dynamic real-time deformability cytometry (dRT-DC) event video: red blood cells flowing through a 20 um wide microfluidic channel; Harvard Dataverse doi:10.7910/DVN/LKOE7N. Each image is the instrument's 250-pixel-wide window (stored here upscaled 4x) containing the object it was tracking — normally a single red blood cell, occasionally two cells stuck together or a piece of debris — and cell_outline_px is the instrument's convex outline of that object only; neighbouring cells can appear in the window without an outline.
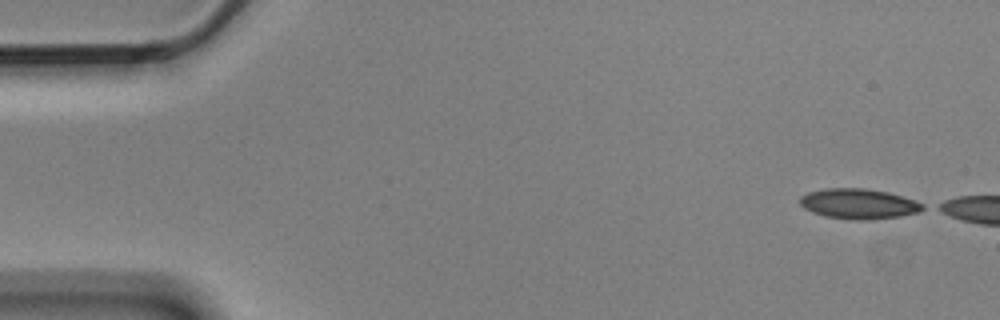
{"species": "Egyptian fruit bat (a non-hibernating species)", "species_latin": "Rousettus aegyptiacus", "temperature_condition": "cold", "stored_images_in_passage": 9, "camera_frame_rate_fps": 3000, "um_per_image_px": 0.085, "animal": {"sex": "male"}, "frame": {"image": 1, "passage_image": 1, "time_ms": 0.0, "image_size_px": [1000, 320], "cell_outline_px": [[924, 208], [916, 212], [900, 216], [872, 220], [856, 220], [824, 216], [812, 212], [804, 208], [800, 204], [800, 196], [808, 192], [824, 188], [864, 188], [888, 192], [916, 200], [924, 204]], "centroid_in_image_um": [72.97, 17.32], "position_along_channel_um": 12.0, "area_um2": 21.68}}
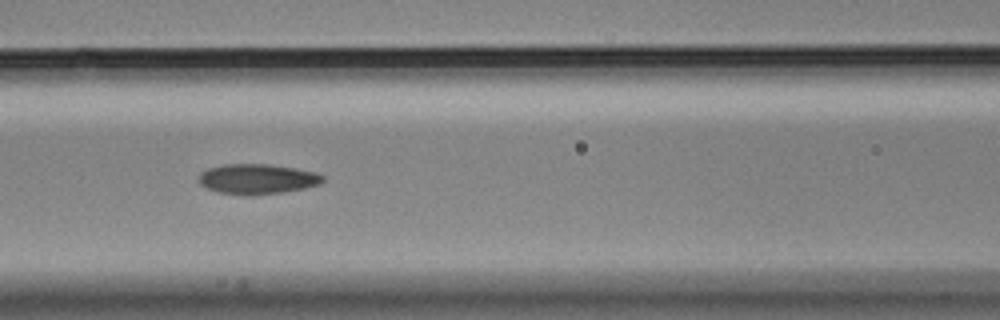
{"frame": {"image": 2, "passage_image": 7, "time_ms": 2.0, "image_size_px": [1000, 320], "cell_outline_px": [[324, 180], [320, 184], [304, 188], [284, 192], [256, 196], [240, 196], [216, 192], [204, 188], [196, 180], [196, 176], [200, 172], [208, 168], [224, 164], [268, 164], [316, 172], [324, 176]], "centroid_in_image_um": [21.78, 15.24], "position_along_channel_um": 144.8, "area_um2": 22.37}}
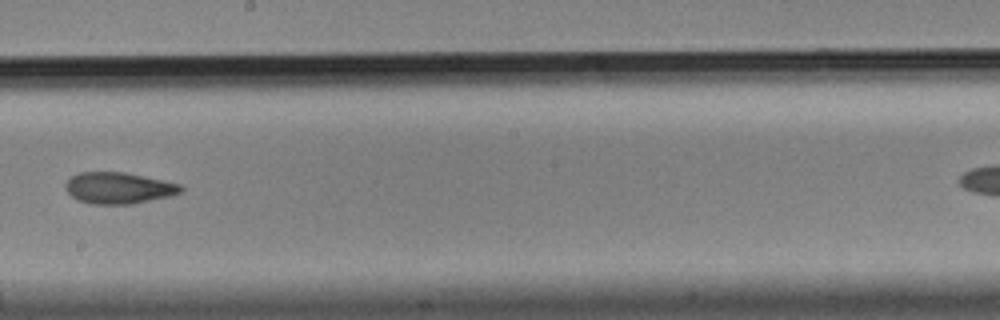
{"frame": {"image": 3, "passage_image": 9, "time_ms": 2.667, "image_size_px": [1000, 320], "cell_outline_px": [[184, 188], [180, 192], [172, 196], [132, 204], [92, 204], [76, 200], [64, 188], [64, 184], [72, 176], [80, 172], [124, 172], [180, 184]], "centroid_in_image_um": [10.06, 15.99], "position_along_channel_um": 238.1, "area_um2": 21.1}}